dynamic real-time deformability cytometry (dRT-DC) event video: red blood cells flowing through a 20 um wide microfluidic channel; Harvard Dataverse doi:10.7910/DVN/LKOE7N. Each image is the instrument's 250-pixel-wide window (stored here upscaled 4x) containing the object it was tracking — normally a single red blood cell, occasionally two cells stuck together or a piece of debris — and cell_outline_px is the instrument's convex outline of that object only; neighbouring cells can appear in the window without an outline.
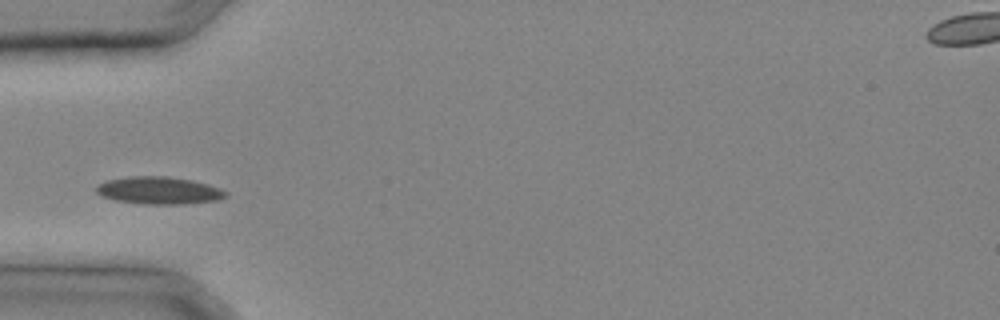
{"species": "common noctule bat (a hibernating species)", "species_latin": "Nyctalus noctula", "temperature_condition": "cold", "stored_images_in_passage": 22, "camera_frame_rate_fps": 3000, "um_per_image_px": 0.085, "animal": {"sex": "male", "body_mass_g": 20.4}, "frame": {"image": 1, "passage_image": 1, "time_ms": 0.0, "image_size_px": [1000, 320], "cell_outline_px": [[228, 196], [220, 200], [184, 204], [144, 204], [116, 200], [104, 196], [96, 192], [96, 188], [100, 184], [108, 180], [128, 176], [168, 176], [192, 180], [208, 184], [220, 188], [228, 192]], "centroid_in_image_um": [13.58, 16.19], "position_along_channel_um": 71.4, "area_um2": 20.69}}
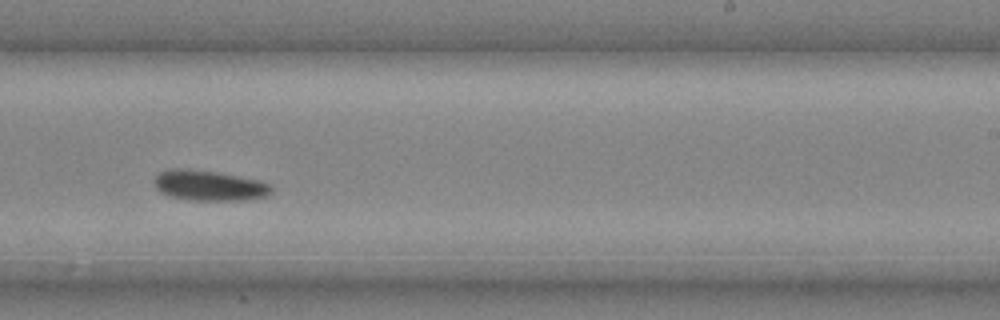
{"frame": {"image": 2, "passage_image": 11, "time_ms": 3.333, "image_size_px": [1000, 320], "cell_outline_px": [[272, 192], [268, 196], [248, 200], [192, 200], [168, 196], [160, 192], [156, 188], [156, 176], [160, 172], [172, 168], [184, 168], [216, 172], [260, 180], [268, 184], [272, 188]], "centroid_in_image_um": [17.8, 15.78], "position_along_channel_um": 271.2, "area_um2": 20.69}}
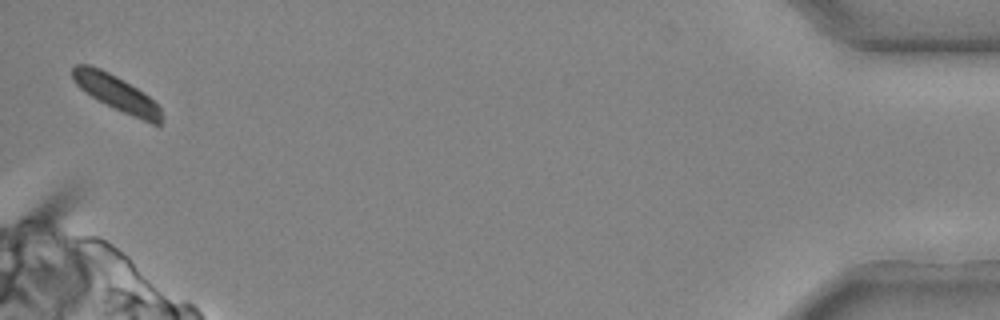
{"frame": {"image": 3, "passage_image": 22, "time_ms": 7.0, "image_size_px": [1000, 320], "cell_outline_px": [[160, 128], [132, 116], [84, 92], [72, 80], [72, 68], [76, 64], [88, 64], [100, 68], [116, 76], [136, 88], [148, 96], [160, 108]], "centroid_in_image_um": [9.87, 7.9], "position_along_channel_um": 425.3, "area_um2": 18.03}}